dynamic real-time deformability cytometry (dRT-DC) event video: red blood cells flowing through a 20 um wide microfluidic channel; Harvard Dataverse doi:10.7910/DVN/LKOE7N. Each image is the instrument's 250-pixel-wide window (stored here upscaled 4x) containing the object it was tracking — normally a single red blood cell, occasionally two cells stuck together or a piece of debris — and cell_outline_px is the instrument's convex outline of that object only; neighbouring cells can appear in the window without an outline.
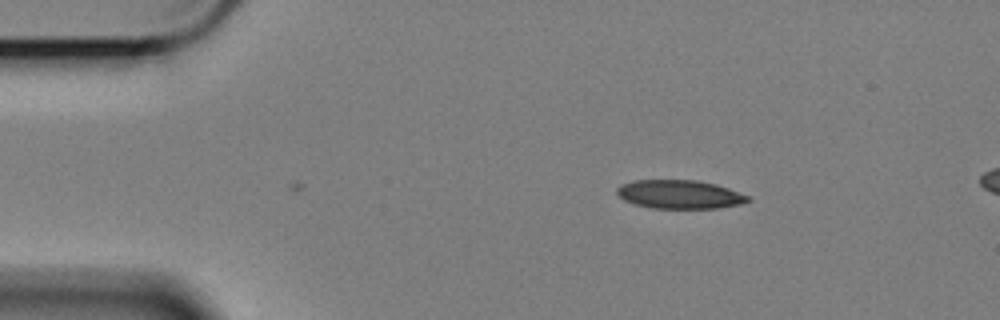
{"species": "Egyptian fruit bat (a non-hibernating species)", "species_latin": "Rousettus aegyptiacus", "temperature_condition": "cold", "stored_images_in_passage": 2, "camera_frame_rate_fps": 3000, "um_per_image_px": 0.085, "animal": {"sex": "female"}, "frame": {"image": 1, "passage_image": 2, "time_ms": 0.333, "image_size_px": [1000, 320], "cell_outline_px": [[752, 200], [740, 204], [716, 208], [652, 208], [636, 204], [624, 200], [616, 192], [616, 188], [620, 184], [632, 180], [696, 180], [716, 184], [752, 196]], "centroid_in_image_um": [57.79, 16.51], "position_along_channel_um": 27.2, "area_um2": 21.96}}